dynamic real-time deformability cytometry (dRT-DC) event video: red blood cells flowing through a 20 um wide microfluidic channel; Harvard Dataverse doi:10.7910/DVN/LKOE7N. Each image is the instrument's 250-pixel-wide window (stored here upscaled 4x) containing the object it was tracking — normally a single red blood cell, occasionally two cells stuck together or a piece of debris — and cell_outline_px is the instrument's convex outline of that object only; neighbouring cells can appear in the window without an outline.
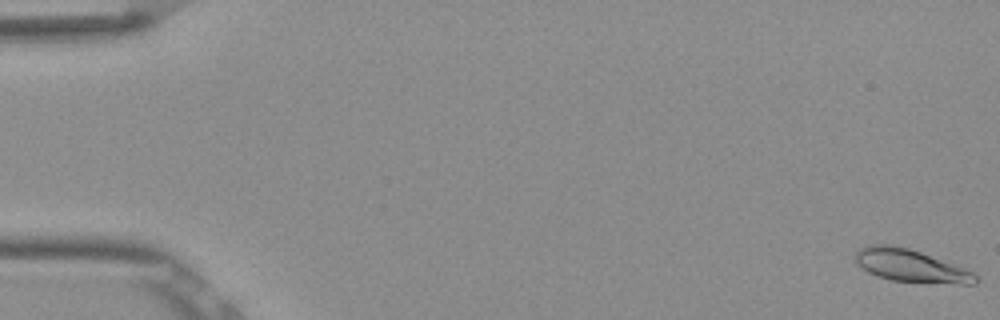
{"species": "Egyptian fruit bat (a non-hibernating species)", "species_latin": "Rousettus aegyptiacus", "temperature_condition": "room temperature", "stored_images_in_passage": 53, "camera_frame_rate_fps": 3000, "um_per_image_px": 0.085, "frame": {"image": 1, "passage_image": 1, "time_ms": 0.0, "image_size_px": [1000, 320], "cell_outline_px": [[980, 280], [976, 284], [960, 284], [892, 280], [868, 272], [856, 264], [852, 260], [856, 252], [860, 248], [868, 244], [892, 244], [908, 248], [920, 252], [964, 268], [972, 272]], "centroid_in_image_um": [77.36, 22.57], "position_along_channel_um": 7.6, "area_um2": 22.72}}
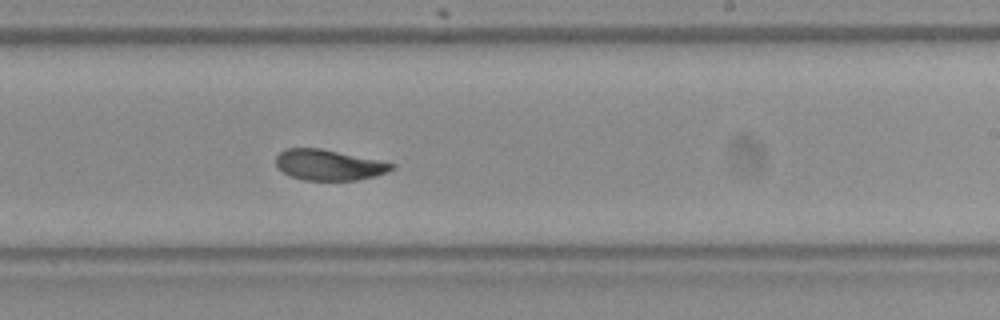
{"frame": {"image": 2, "passage_image": 33, "time_ms": 10.667, "image_size_px": [1000, 320], "cell_outline_px": [[396, 168], [388, 172], [376, 176], [356, 180], [304, 180], [292, 176], [284, 172], [276, 164], [276, 156], [284, 148], [320, 148], [380, 160], [396, 164]], "centroid_in_image_um": [28.0, 14.01], "position_along_channel_um": 261.0, "area_um2": 20.69}}
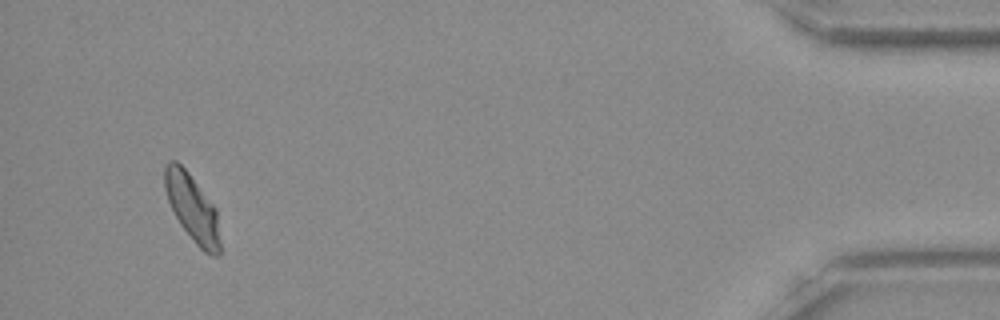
{"frame": {"image": 3, "passage_image": 51, "time_ms": 16.667, "image_size_px": [1000, 320], "cell_outline_px": [[220, 256], [212, 256], [204, 252], [196, 244], [180, 224], [168, 200], [164, 188], [164, 164], [168, 160], [176, 160], [188, 172], [216, 208], [220, 244]], "centroid_in_image_um": [16.33, 17.67], "position_along_channel_um": 418.9, "area_um2": 21.56}, "authors_computed_cell_mechanics": {"area_um2": 21.8484, "velocity_mm_per_s": 3.8377, "shape_relaxation_time_tau1_ms": 6.9761, "shape_relaxation_time_tau2_ms": 2.4466, "deformation_change_tau1": 0.1814, "deformation_change_tau2": 0.0543}}